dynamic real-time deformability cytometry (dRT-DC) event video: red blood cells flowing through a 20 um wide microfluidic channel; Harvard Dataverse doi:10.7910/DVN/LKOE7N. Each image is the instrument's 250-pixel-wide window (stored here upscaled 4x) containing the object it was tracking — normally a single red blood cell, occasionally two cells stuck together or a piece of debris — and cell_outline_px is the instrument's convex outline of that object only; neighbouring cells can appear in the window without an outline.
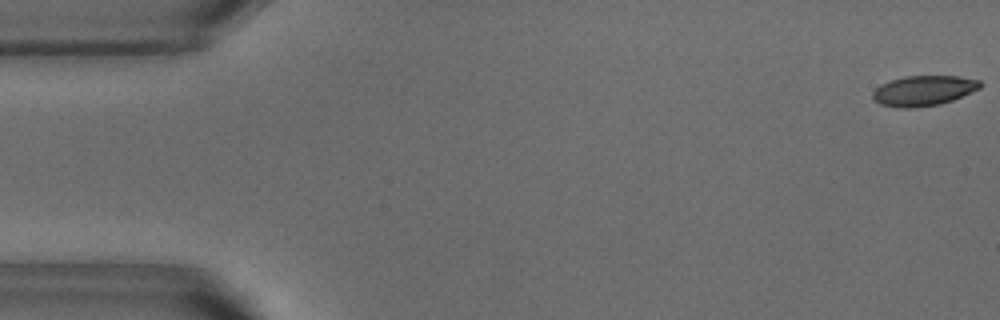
{"species": "common noctule bat (a hibernating species)", "species_latin": "Nyctalus noctula", "temperature_condition": "warm", "stored_images_in_passage": 52, "camera_frame_rate_fps": 3000, "um_per_image_px": 0.085, "animal": {"sex": "male", "body_mass_g": 18.8}, "frame": {"image": 1, "passage_image": 1, "time_ms": 0.0, "image_size_px": [1000, 320], "cell_outline_px": [[984, 84], [980, 88], [952, 100], [940, 104], [912, 108], [900, 108], [880, 104], [872, 100], [872, 92], [880, 84], [904, 76], [956, 76], [980, 80]], "centroid_in_image_um": [78.48, 7.71], "position_along_channel_um": 6.5, "area_um2": 18.96}}
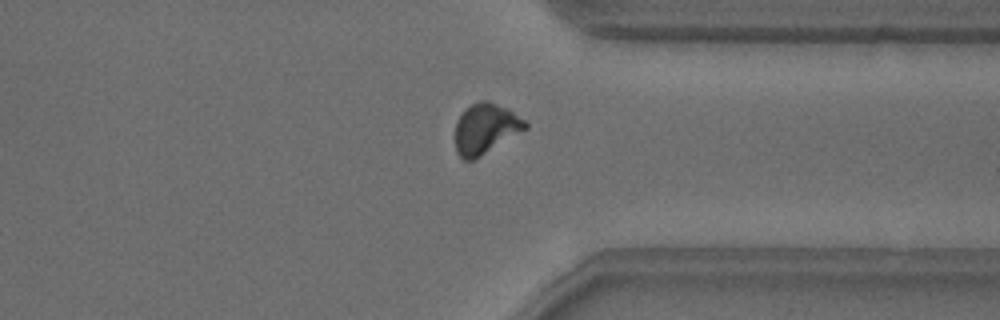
{"frame": {"image": 2, "passage_image": 40, "time_ms": 13.0, "image_size_px": [1000, 320], "cell_outline_px": [[528, 128], [480, 156], [472, 160], [464, 160], [456, 152], [456, 120], [464, 108], [480, 100], [488, 100], [508, 108], [524, 120], [528, 124]], "centroid_in_image_um": [41.26, 10.91], "position_along_channel_um": 370.1, "area_um2": 20.52}}
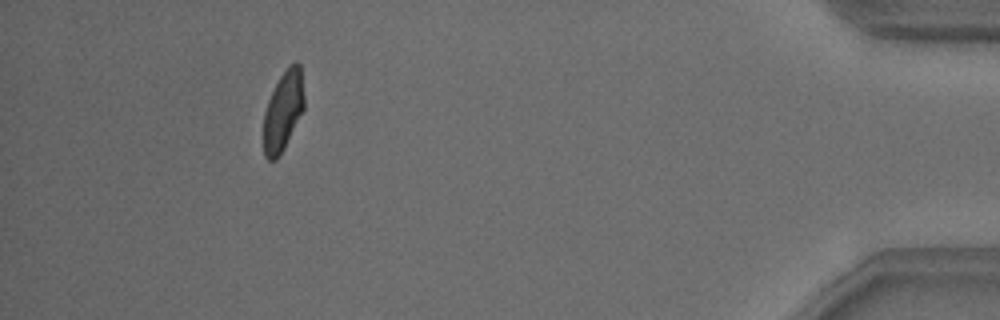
{"frame": {"image": 3, "passage_image": 48, "time_ms": 15.667, "image_size_px": [1000, 320], "cell_outline_px": [[304, 108], [280, 156], [276, 160], [268, 160], [264, 156], [264, 112], [268, 100], [280, 76], [288, 64], [296, 60], [300, 64], [304, 96]], "centroid_in_image_um": [24.07, 9.41], "position_along_channel_um": 411.1, "area_um2": 18.84}, "authors_computed_cell_mechanics": {"area_um2": 19.9699, "velocity_mm_per_s": 3.8253, "shape_relaxation_time_tau1_ms": 4.4652, "shape_relaxation_time_tau2_ms": 1.4868, "deformation_change_tau1": 0.141, "deformation_change_tau2": 0.0514}}